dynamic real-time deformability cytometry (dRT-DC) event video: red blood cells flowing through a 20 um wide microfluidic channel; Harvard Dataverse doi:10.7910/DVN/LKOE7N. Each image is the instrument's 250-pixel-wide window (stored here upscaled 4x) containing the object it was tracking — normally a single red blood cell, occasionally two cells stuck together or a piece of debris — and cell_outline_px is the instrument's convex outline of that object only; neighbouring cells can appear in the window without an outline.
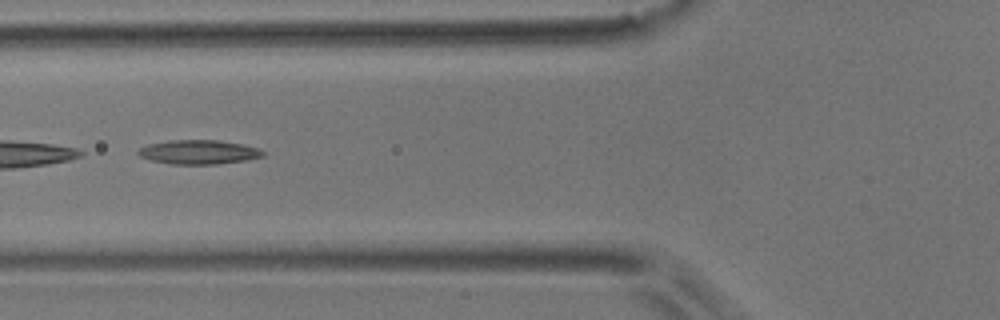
{"species": "common noctule bat (a hibernating species)", "species_latin": "Nyctalus noctula", "temperature_condition": "room temperature", "stored_images_in_passage": 7, "camera_frame_rate_fps": 3000, "um_per_image_px": 0.085, "animal": {"sex": "male", "body_mass_g": 17.9}, "frame": {"image": 1, "passage_image": 4, "time_ms": 1.0, "image_size_px": [1000, 320], "cell_outline_px": [[264, 156], [248, 160], [216, 164], [172, 164], [152, 160], [140, 156], [136, 152], [140, 148], [148, 144], [168, 140], [216, 140], [240, 144], [256, 148], [264, 152]], "centroid_in_image_um": [16.87, 12.93], "position_along_channel_um": 108.9, "area_um2": 17.4}}